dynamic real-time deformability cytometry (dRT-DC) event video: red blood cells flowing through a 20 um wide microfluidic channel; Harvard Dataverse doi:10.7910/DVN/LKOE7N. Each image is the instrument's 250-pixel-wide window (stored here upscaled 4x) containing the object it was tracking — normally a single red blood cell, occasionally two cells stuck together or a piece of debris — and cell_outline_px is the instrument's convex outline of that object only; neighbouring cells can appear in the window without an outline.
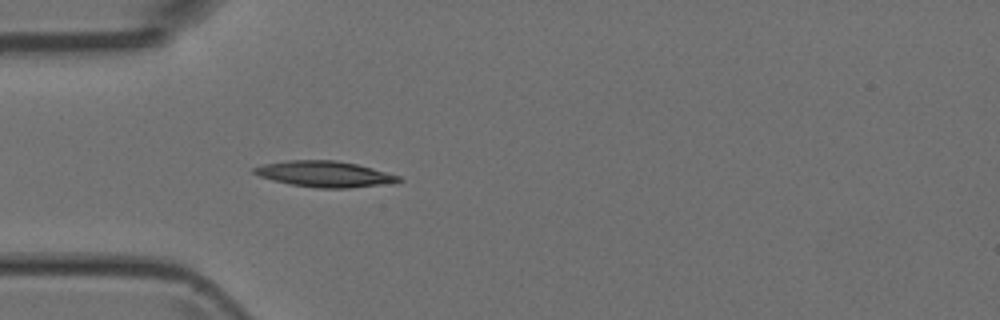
{"species": "Egyptian fruit bat (a non-hibernating species)", "species_latin": "Rousettus aegyptiacus", "temperature_condition": "room temperature", "stored_images_in_passage": 7, "camera_frame_rate_fps": 3000, "um_per_image_px": 0.085, "animal": {"sex": "female"}, "frame": {"image": 1, "passage_image": 1, "time_ms": 0.0, "image_size_px": [1000, 320], "cell_outline_px": [[404, 180], [392, 184], [348, 188], [316, 188], [292, 184], [272, 180], [260, 176], [252, 172], [252, 168], [264, 164], [288, 160], [336, 160], [356, 164], [372, 168], [400, 176]], "centroid_in_image_um": [27.63, 14.8], "position_along_channel_um": 57.4, "area_um2": 21.91}}
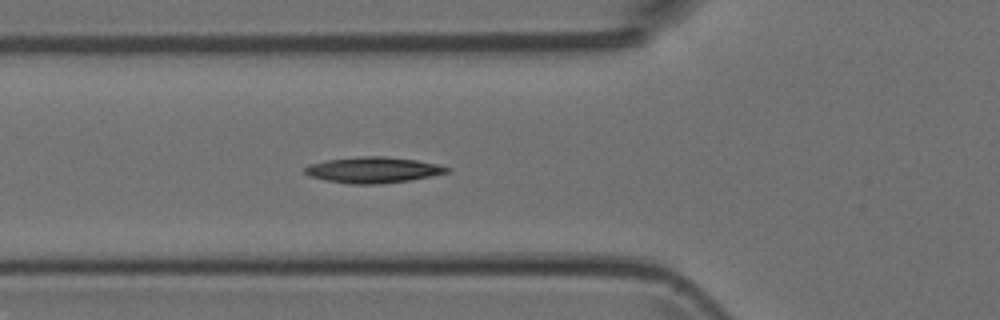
{"frame": {"image": 2, "passage_image": 4, "time_ms": 1.0, "image_size_px": [1000, 320], "cell_outline_px": [[452, 168], [448, 172], [412, 180], [380, 184], [348, 184], [308, 176], [304, 172], [304, 168], [308, 164], [328, 160], [360, 156], [384, 156], [416, 160], [436, 164]], "centroid_in_image_um": [31.7, 14.45], "position_along_channel_um": 94.1, "area_um2": 21.44}}